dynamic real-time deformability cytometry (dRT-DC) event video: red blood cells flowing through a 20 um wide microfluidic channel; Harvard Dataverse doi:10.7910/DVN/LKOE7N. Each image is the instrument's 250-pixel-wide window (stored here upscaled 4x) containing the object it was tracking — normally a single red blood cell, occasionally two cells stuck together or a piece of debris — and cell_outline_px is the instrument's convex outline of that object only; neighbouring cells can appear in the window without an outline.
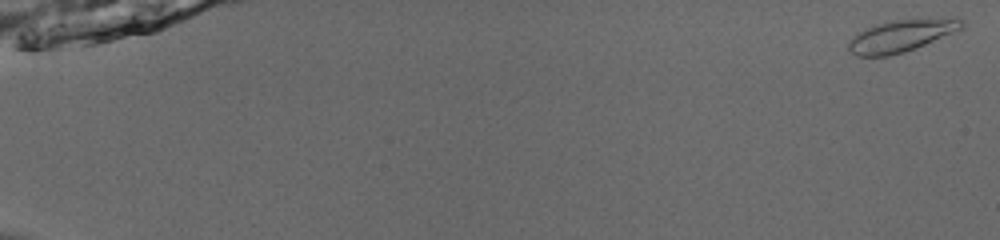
{"species": "common noctule bat (a hibernating species)", "species_latin": "Nyctalus noctula", "temperature_condition": "room temperature", "stored_images_in_passage": 56, "camera_frame_rate_fps": 3000, "um_per_image_px": 0.085, "animal": {"sex": "male", "body_mass_g": 13.0, "forearm_length_mm": 53.1}, "frame": {"image": 1, "passage_image": 2, "time_ms": 0.333, "image_size_px": [1000, 240], "cell_outline_px": [[964, 28], [916, 48], [904, 52], [888, 56], [856, 56], [848, 48], [848, 40], [852, 36], [864, 28], [876, 24], [892, 20], [956, 16], [964, 20]], "centroid_in_image_um": [76.65, 3.01], "position_along_channel_um": 8.3, "area_um2": 21.68}}
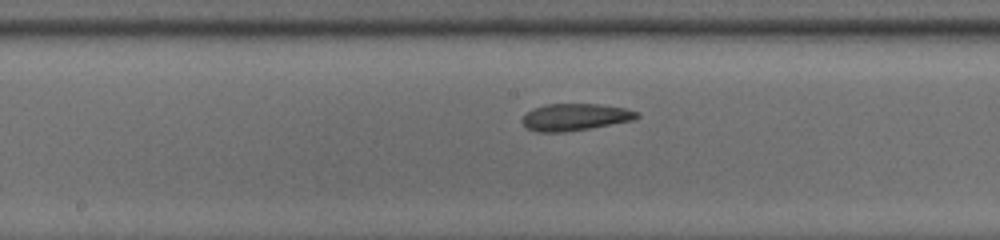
{"frame": {"image": 2, "passage_image": 32, "time_ms": 10.333, "image_size_px": [1000, 240], "cell_outline_px": [[640, 116], [632, 120], [592, 128], [564, 132], [536, 132], [528, 128], [520, 120], [532, 108], [544, 104], [600, 104], [624, 108], [640, 112]], "centroid_in_image_um": [48.88, 9.95], "position_along_channel_um": 199.3, "area_um2": 18.09}}
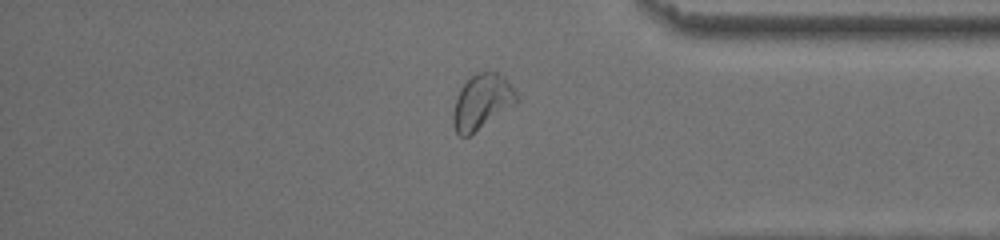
{"frame": {"image": 3, "passage_image": 48, "time_ms": 15.667, "image_size_px": [1000, 240], "cell_outline_px": [[520, 100], [516, 104], [468, 136], [460, 136], [456, 132], [452, 124], [452, 116], [456, 100], [460, 88], [476, 72], [496, 72], [504, 76], [508, 80], [516, 92]], "centroid_in_image_um": [40.98, 8.64], "position_along_channel_um": 394.2, "area_um2": 20.23}, "authors_computed_cell_mechanics": {"area_um2": 19.1029, "velocity_mm_per_s": 3.8485, "shape_relaxation_time_tau1_ms": 5.1302, "shape_relaxation_time_tau2_ms": 3.0367, "deformation_change_tau1": 0.1287, "deformation_change_tau2": 0.1017}}